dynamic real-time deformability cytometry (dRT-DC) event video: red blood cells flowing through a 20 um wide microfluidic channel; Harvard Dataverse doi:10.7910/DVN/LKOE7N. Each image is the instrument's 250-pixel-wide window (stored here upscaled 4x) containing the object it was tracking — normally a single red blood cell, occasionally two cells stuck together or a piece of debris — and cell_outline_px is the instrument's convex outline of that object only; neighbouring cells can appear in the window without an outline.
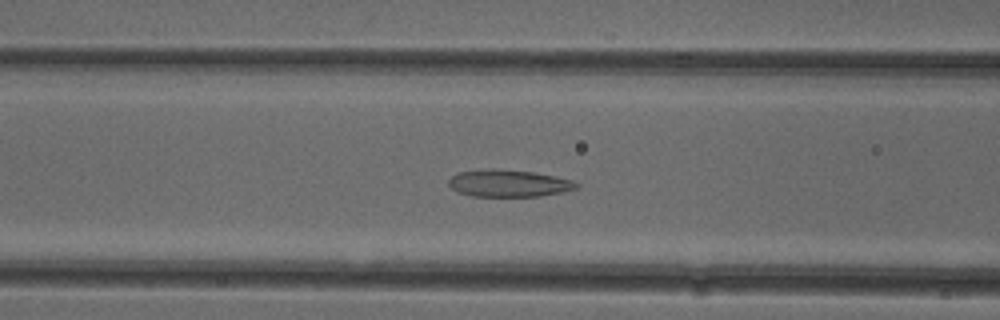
{"species": "common noctule bat (a hibernating species)", "species_latin": "Nyctalus noctula", "temperature_condition": "cold", "stored_images_in_passage": 38, "camera_frame_rate_fps": 3000, "um_per_image_px": 0.085, "animal": {"sex": "female"}, "frame": {"image": 1, "passage_image": 7, "time_ms": 2.0, "image_size_px": [1000, 320], "cell_outline_px": [[580, 184], [576, 188], [564, 192], [540, 196], [472, 196], [456, 192], [448, 184], [448, 180], [456, 172], [492, 168], [496, 168], [532, 172], [556, 176], [572, 180]], "centroid_in_image_um": [43.22, 15.57], "position_along_channel_um": 123.4, "area_um2": 20.35}}
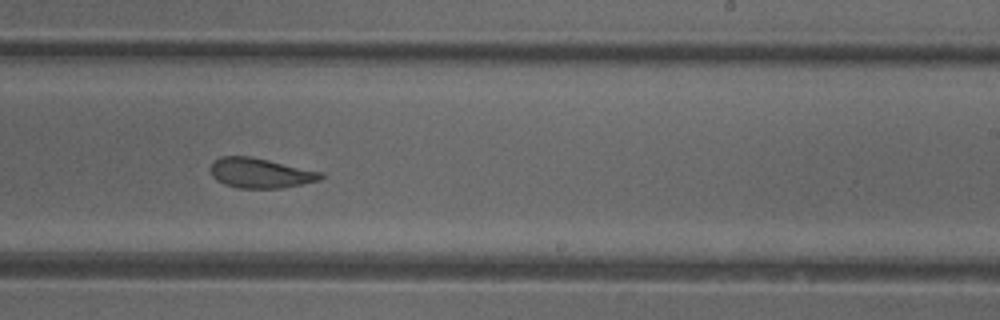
{"frame": {"image": 2, "passage_image": 18, "time_ms": 5.667, "image_size_px": [1000, 320], "cell_outline_px": [[324, 176], [320, 180], [280, 188], [240, 188], [224, 184], [216, 180], [212, 176], [212, 160], [220, 156], [252, 156], [324, 172]], "centroid_in_image_um": [22.14, 14.69], "position_along_channel_um": 266.9, "area_um2": 19.31}}
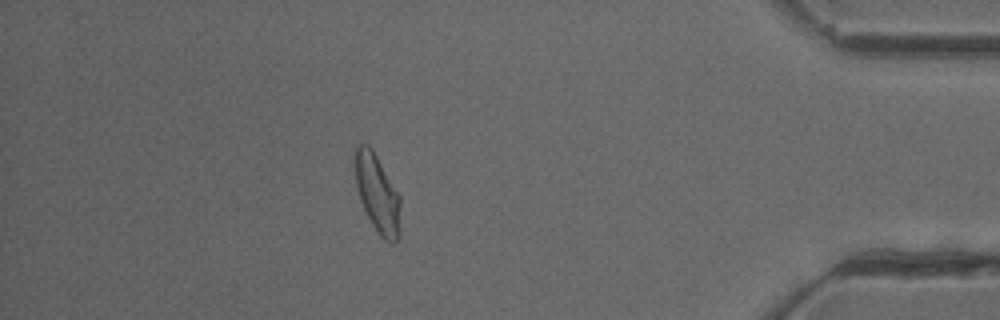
{"frame": {"image": 3, "passage_image": 32, "time_ms": 10.333, "image_size_px": [1000, 320], "cell_outline_px": [[400, 236], [396, 244], [392, 244], [384, 240], [380, 236], [372, 224], [360, 200], [356, 184], [352, 160], [352, 148], [356, 144], [368, 144], [372, 148], [400, 196]], "centroid_in_image_um": [32.04, 16.41], "position_along_channel_um": 403.2, "area_um2": 21.33}, "authors_computed_cell_mechanics": {"area_um2": 20.2878, "velocity_mm_per_s": 3.9131, "shape_relaxation_time_tau1_ms": 7.2388, "shape_relaxation_time_tau2_ms": 1.9064, "deformation_change_tau1": 0.1473, "deformation_change_tau2": 0.0825}}